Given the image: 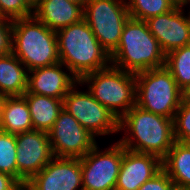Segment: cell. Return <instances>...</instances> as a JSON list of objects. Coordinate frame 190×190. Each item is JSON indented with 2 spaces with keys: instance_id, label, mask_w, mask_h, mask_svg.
Listing matches in <instances>:
<instances>
[{
  "instance_id": "obj_1",
  "label": "cell",
  "mask_w": 190,
  "mask_h": 190,
  "mask_svg": "<svg viewBox=\"0 0 190 190\" xmlns=\"http://www.w3.org/2000/svg\"><path fill=\"white\" fill-rule=\"evenodd\" d=\"M123 131V133H122ZM117 139L125 149L153 154L161 160L175 142L173 119L134 105L120 120Z\"/></svg>"
},
{
  "instance_id": "obj_2",
  "label": "cell",
  "mask_w": 190,
  "mask_h": 190,
  "mask_svg": "<svg viewBox=\"0 0 190 190\" xmlns=\"http://www.w3.org/2000/svg\"><path fill=\"white\" fill-rule=\"evenodd\" d=\"M56 36L59 60L78 80L111 65L110 55L84 19L56 31Z\"/></svg>"
},
{
  "instance_id": "obj_3",
  "label": "cell",
  "mask_w": 190,
  "mask_h": 190,
  "mask_svg": "<svg viewBox=\"0 0 190 190\" xmlns=\"http://www.w3.org/2000/svg\"><path fill=\"white\" fill-rule=\"evenodd\" d=\"M165 57L146 21L131 17L124 24L118 47L110 55L112 66L133 74L165 66Z\"/></svg>"
},
{
  "instance_id": "obj_4",
  "label": "cell",
  "mask_w": 190,
  "mask_h": 190,
  "mask_svg": "<svg viewBox=\"0 0 190 190\" xmlns=\"http://www.w3.org/2000/svg\"><path fill=\"white\" fill-rule=\"evenodd\" d=\"M11 52L28 71L60 62L56 31L33 15L12 20Z\"/></svg>"
},
{
  "instance_id": "obj_5",
  "label": "cell",
  "mask_w": 190,
  "mask_h": 190,
  "mask_svg": "<svg viewBox=\"0 0 190 190\" xmlns=\"http://www.w3.org/2000/svg\"><path fill=\"white\" fill-rule=\"evenodd\" d=\"M79 83L119 120L136 105V78L133 73L110 65L85 75Z\"/></svg>"
},
{
  "instance_id": "obj_6",
  "label": "cell",
  "mask_w": 190,
  "mask_h": 190,
  "mask_svg": "<svg viewBox=\"0 0 190 190\" xmlns=\"http://www.w3.org/2000/svg\"><path fill=\"white\" fill-rule=\"evenodd\" d=\"M136 105L143 110L173 119L182 100L183 91L165 67L135 74Z\"/></svg>"
},
{
  "instance_id": "obj_7",
  "label": "cell",
  "mask_w": 190,
  "mask_h": 190,
  "mask_svg": "<svg viewBox=\"0 0 190 190\" xmlns=\"http://www.w3.org/2000/svg\"><path fill=\"white\" fill-rule=\"evenodd\" d=\"M129 17L126 0H88L83 11V19L109 55L118 47Z\"/></svg>"
},
{
  "instance_id": "obj_8",
  "label": "cell",
  "mask_w": 190,
  "mask_h": 190,
  "mask_svg": "<svg viewBox=\"0 0 190 190\" xmlns=\"http://www.w3.org/2000/svg\"><path fill=\"white\" fill-rule=\"evenodd\" d=\"M77 82L63 99V109L70 113L91 135L107 137L118 134L119 119L100 104Z\"/></svg>"
},
{
  "instance_id": "obj_9",
  "label": "cell",
  "mask_w": 190,
  "mask_h": 190,
  "mask_svg": "<svg viewBox=\"0 0 190 190\" xmlns=\"http://www.w3.org/2000/svg\"><path fill=\"white\" fill-rule=\"evenodd\" d=\"M124 154L119 141L100 150L98 143L82 158L83 190H115Z\"/></svg>"
},
{
  "instance_id": "obj_10",
  "label": "cell",
  "mask_w": 190,
  "mask_h": 190,
  "mask_svg": "<svg viewBox=\"0 0 190 190\" xmlns=\"http://www.w3.org/2000/svg\"><path fill=\"white\" fill-rule=\"evenodd\" d=\"M56 157L82 158L98 142L70 113L62 109L48 132Z\"/></svg>"
},
{
  "instance_id": "obj_11",
  "label": "cell",
  "mask_w": 190,
  "mask_h": 190,
  "mask_svg": "<svg viewBox=\"0 0 190 190\" xmlns=\"http://www.w3.org/2000/svg\"><path fill=\"white\" fill-rule=\"evenodd\" d=\"M17 181L21 185L39 173L54 157L49 134L33 130L16 134Z\"/></svg>"
},
{
  "instance_id": "obj_12",
  "label": "cell",
  "mask_w": 190,
  "mask_h": 190,
  "mask_svg": "<svg viewBox=\"0 0 190 190\" xmlns=\"http://www.w3.org/2000/svg\"><path fill=\"white\" fill-rule=\"evenodd\" d=\"M186 8L187 12L185 6L177 5L167 13L145 20L165 55L190 44V6Z\"/></svg>"
},
{
  "instance_id": "obj_13",
  "label": "cell",
  "mask_w": 190,
  "mask_h": 190,
  "mask_svg": "<svg viewBox=\"0 0 190 190\" xmlns=\"http://www.w3.org/2000/svg\"><path fill=\"white\" fill-rule=\"evenodd\" d=\"M26 186L30 190H83L81 160L54 156Z\"/></svg>"
},
{
  "instance_id": "obj_14",
  "label": "cell",
  "mask_w": 190,
  "mask_h": 190,
  "mask_svg": "<svg viewBox=\"0 0 190 190\" xmlns=\"http://www.w3.org/2000/svg\"><path fill=\"white\" fill-rule=\"evenodd\" d=\"M77 82L79 80L72 72L63 63L59 62L48 67H40L29 71L28 86L25 93L63 100Z\"/></svg>"
},
{
  "instance_id": "obj_15",
  "label": "cell",
  "mask_w": 190,
  "mask_h": 190,
  "mask_svg": "<svg viewBox=\"0 0 190 190\" xmlns=\"http://www.w3.org/2000/svg\"><path fill=\"white\" fill-rule=\"evenodd\" d=\"M162 169V160L153 155L124 148L115 190H138Z\"/></svg>"
},
{
  "instance_id": "obj_16",
  "label": "cell",
  "mask_w": 190,
  "mask_h": 190,
  "mask_svg": "<svg viewBox=\"0 0 190 190\" xmlns=\"http://www.w3.org/2000/svg\"><path fill=\"white\" fill-rule=\"evenodd\" d=\"M84 9L68 0H40L33 8V16L49 29L58 31L83 19Z\"/></svg>"
},
{
  "instance_id": "obj_17",
  "label": "cell",
  "mask_w": 190,
  "mask_h": 190,
  "mask_svg": "<svg viewBox=\"0 0 190 190\" xmlns=\"http://www.w3.org/2000/svg\"><path fill=\"white\" fill-rule=\"evenodd\" d=\"M28 72L12 52L0 56V98L22 96L27 91Z\"/></svg>"
},
{
  "instance_id": "obj_18",
  "label": "cell",
  "mask_w": 190,
  "mask_h": 190,
  "mask_svg": "<svg viewBox=\"0 0 190 190\" xmlns=\"http://www.w3.org/2000/svg\"><path fill=\"white\" fill-rule=\"evenodd\" d=\"M1 128L11 134L33 131L30 109L23 96L1 97Z\"/></svg>"
},
{
  "instance_id": "obj_19",
  "label": "cell",
  "mask_w": 190,
  "mask_h": 190,
  "mask_svg": "<svg viewBox=\"0 0 190 190\" xmlns=\"http://www.w3.org/2000/svg\"><path fill=\"white\" fill-rule=\"evenodd\" d=\"M22 96L28 103L33 129L48 133L63 109V100L32 93Z\"/></svg>"
},
{
  "instance_id": "obj_20",
  "label": "cell",
  "mask_w": 190,
  "mask_h": 190,
  "mask_svg": "<svg viewBox=\"0 0 190 190\" xmlns=\"http://www.w3.org/2000/svg\"><path fill=\"white\" fill-rule=\"evenodd\" d=\"M162 169L175 187L190 188V145L175 141L162 159Z\"/></svg>"
},
{
  "instance_id": "obj_21",
  "label": "cell",
  "mask_w": 190,
  "mask_h": 190,
  "mask_svg": "<svg viewBox=\"0 0 190 190\" xmlns=\"http://www.w3.org/2000/svg\"><path fill=\"white\" fill-rule=\"evenodd\" d=\"M165 67L184 92L190 85V44L168 53L165 57Z\"/></svg>"
},
{
  "instance_id": "obj_22",
  "label": "cell",
  "mask_w": 190,
  "mask_h": 190,
  "mask_svg": "<svg viewBox=\"0 0 190 190\" xmlns=\"http://www.w3.org/2000/svg\"><path fill=\"white\" fill-rule=\"evenodd\" d=\"M126 5L131 18L143 21L167 13L177 6L172 0H126Z\"/></svg>"
},
{
  "instance_id": "obj_23",
  "label": "cell",
  "mask_w": 190,
  "mask_h": 190,
  "mask_svg": "<svg viewBox=\"0 0 190 190\" xmlns=\"http://www.w3.org/2000/svg\"><path fill=\"white\" fill-rule=\"evenodd\" d=\"M16 135L0 131V172L17 180Z\"/></svg>"
},
{
  "instance_id": "obj_24",
  "label": "cell",
  "mask_w": 190,
  "mask_h": 190,
  "mask_svg": "<svg viewBox=\"0 0 190 190\" xmlns=\"http://www.w3.org/2000/svg\"><path fill=\"white\" fill-rule=\"evenodd\" d=\"M175 141L190 145V101L182 100L173 118Z\"/></svg>"
},
{
  "instance_id": "obj_25",
  "label": "cell",
  "mask_w": 190,
  "mask_h": 190,
  "mask_svg": "<svg viewBox=\"0 0 190 190\" xmlns=\"http://www.w3.org/2000/svg\"><path fill=\"white\" fill-rule=\"evenodd\" d=\"M33 9L24 0H0V17L9 20L30 17Z\"/></svg>"
},
{
  "instance_id": "obj_26",
  "label": "cell",
  "mask_w": 190,
  "mask_h": 190,
  "mask_svg": "<svg viewBox=\"0 0 190 190\" xmlns=\"http://www.w3.org/2000/svg\"><path fill=\"white\" fill-rule=\"evenodd\" d=\"M175 184L168 174L161 169L150 180L146 181L138 190H174Z\"/></svg>"
},
{
  "instance_id": "obj_27",
  "label": "cell",
  "mask_w": 190,
  "mask_h": 190,
  "mask_svg": "<svg viewBox=\"0 0 190 190\" xmlns=\"http://www.w3.org/2000/svg\"><path fill=\"white\" fill-rule=\"evenodd\" d=\"M12 20L0 17V56L11 53Z\"/></svg>"
},
{
  "instance_id": "obj_28",
  "label": "cell",
  "mask_w": 190,
  "mask_h": 190,
  "mask_svg": "<svg viewBox=\"0 0 190 190\" xmlns=\"http://www.w3.org/2000/svg\"><path fill=\"white\" fill-rule=\"evenodd\" d=\"M21 186L13 176L0 172V190H18Z\"/></svg>"
},
{
  "instance_id": "obj_29",
  "label": "cell",
  "mask_w": 190,
  "mask_h": 190,
  "mask_svg": "<svg viewBox=\"0 0 190 190\" xmlns=\"http://www.w3.org/2000/svg\"><path fill=\"white\" fill-rule=\"evenodd\" d=\"M176 5L188 7L190 0H172Z\"/></svg>"
},
{
  "instance_id": "obj_30",
  "label": "cell",
  "mask_w": 190,
  "mask_h": 190,
  "mask_svg": "<svg viewBox=\"0 0 190 190\" xmlns=\"http://www.w3.org/2000/svg\"><path fill=\"white\" fill-rule=\"evenodd\" d=\"M68 1L80 5L84 9L85 4L87 3L88 0H68Z\"/></svg>"
},
{
  "instance_id": "obj_31",
  "label": "cell",
  "mask_w": 190,
  "mask_h": 190,
  "mask_svg": "<svg viewBox=\"0 0 190 190\" xmlns=\"http://www.w3.org/2000/svg\"><path fill=\"white\" fill-rule=\"evenodd\" d=\"M24 1L33 9L40 0H24Z\"/></svg>"
},
{
  "instance_id": "obj_32",
  "label": "cell",
  "mask_w": 190,
  "mask_h": 190,
  "mask_svg": "<svg viewBox=\"0 0 190 190\" xmlns=\"http://www.w3.org/2000/svg\"><path fill=\"white\" fill-rule=\"evenodd\" d=\"M183 98L190 101V85L187 87V89L183 92Z\"/></svg>"
},
{
  "instance_id": "obj_33",
  "label": "cell",
  "mask_w": 190,
  "mask_h": 190,
  "mask_svg": "<svg viewBox=\"0 0 190 190\" xmlns=\"http://www.w3.org/2000/svg\"><path fill=\"white\" fill-rule=\"evenodd\" d=\"M18 190H30L28 186L22 185Z\"/></svg>"
},
{
  "instance_id": "obj_34",
  "label": "cell",
  "mask_w": 190,
  "mask_h": 190,
  "mask_svg": "<svg viewBox=\"0 0 190 190\" xmlns=\"http://www.w3.org/2000/svg\"><path fill=\"white\" fill-rule=\"evenodd\" d=\"M0 108H1V98H0ZM0 131H2V128H1V109H0Z\"/></svg>"
},
{
  "instance_id": "obj_35",
  "label": "cell",
  "mask_w": 190,
  "mask_h": 190,
  "mask_svg": "<svg viewBox=\"0 0 190 190\" xmlns=\"http://www.w3.org/2000/svg\"><path fill=\"white\" fill-rule=\"evenodd\" d=\"M174 190H190V188H178V187H175Z\"/></svg>"
}]
</instances>
